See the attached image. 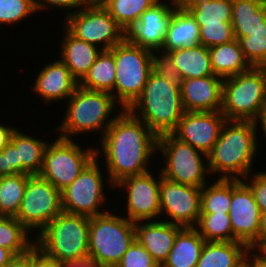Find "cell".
<instances>
[{
    "label": "cell",
    "mask_w": 266,
    "mask_h": 267,
    "mask_svg": "<svg viewBox=\"0 0 266 267\" xmlns=\"http://www.w3.org/2000/svg\"><path fill=\"white\" fill-rule=\"evenodd\" d=\"M110 51L116 64V81L111 94L122 109H129L141 96L152 71V51L132 44L127 38Z\"/></svg>",
    "instance_id": "cell-8"
},
{
    "label": "cell",
    "mask_w": 266,
    "mask_h": 267,
    "mask_svg": "<svg viewBox=\"0 0 266 267\" xmlns=\"http://www.w3.org/2000/svg\"><path fill=\"white\" fill-rule=\"evenodd\" d=\"M142 223V224H141ZM182 226L166 220L141 221L135 223V239L161 267L167 260L175 238Z\"/></svg>",
    "instance_id": "cell-20"
},
{
    "label": "cell",
    "mask_w": 266,
    "mask_h": 267,
    "mask_svg": "<svg viewBox=\"0 0 266 267\" xmlns=\"http://www.w3.org/2000/svg\"><path fill=\"white\" fill-rule=\"evenodd\" d=\"M249 257L251 258V261L249 260ZM246 262L248 263L249 267H266V254H264L262 251H259L257 253L256 250L254 251L252 249H249L246 257Z\"/></svg>",
    "instance_id": "cell-46"
},
{
    "label": "cell",
    "mask_w": 266,
    "mask_h": 267,
    "mask_svg": "<svg viewBox=\"0 0 266 267\" xmlns=\"http://www.w3.org/2000/svg\"><path fill=\"white\" fill-rule=\"evenodd\" d=\"M265 101L266 67L251 66L223 79L221 112L226 120L255 121Z\"/></svg>",
    "instance_id": "cell-6"
},
{
    "label": "cell",
    "mask_w": 266,
    "mask_h": 267,
    "mask_svg": "<svg viewBox=\"0 0 266 267\" xmlns=\"http://www.w3.org/2000/svg\"><path fill=\"white\" fill-rule=\"evenodd\" d=\"M63 30L65 35L61 41L60 60L69 69L71 75L80 82L89 72L91 65L96 61L102 50L75 37L66 27Z\"/></svg>",
    "instance_id": "cell-23"
},
{
    "label": "cell",
    "mask_w": 266,
    "mask_h": 267,
    "mask_svg": "<svg viewBox=\"0 0 266 267\" xmlns=\"http://www.w3.org/2000/svg\"><path fill=\"white\" fill-rule=\"evenodd\" d=\"M88 2H99L100 0H87Z\"/></svg>",
    "instance_id": "cell-54"
},
{
    "label": "cell",
    "mask_w": 266,
    "mask_h": 267,
    "mask_svg": "<svg viewBox=\"0 0 266 267\" xmlns=\"http://www.w3.org/2000/svg\"><path fill=\"white\" fill-rule=\"evenodd\" d=\"M69 99L63 122L55 129L61 134L58 136L63 138L72 139L78 133L95 131L102 133V138L119 114L110 116L118 104L107 92L88 90L78 85Z\"/></svg>",
    "instance_id": "cell-5"
},
{
    "label": "cell",
    "mask_w": 266,
    "mask_h": 267,
    "mask_svg": "<svg viewBox=\"0 0 266 267\" xmlns=\"http://www.w3.org/2000/svg\"><path fill=\"white\" fill-rule=\"evenodd\" d=\"M199 36L200 43L207 48L235 40L231 21L204 24L200 27Z\"/></svg>",
    "instance_id": "cell-39"
},
{
    "label": "cell",
    "mask_w": 266,
    "mask_h": 267,
    "mask_svg": "<svg viewBox=\"0 0 266 267\" xmlns=\"http://www.w3.org/2000/svg\"><path fill=\"white\" fill-rule=\"evenodd\" d=\"M152 174L153 172L148 171L130 176L114 185L119 189H126V218L133 223L154 221L161 215L159 191L162 175L159 172L158 179H155Z\"/></svg>",
    "instance_id": "cell-14"
},
{
    "label": "cell",
    "mask_w": 266,
    "mask_h": 267,
    "mask_svg": "<svg viewBox=\"0 0 266 267\" xmlns=\"http://www.w3.org/2000/svg\"><path fill=\"white\" fill-rule=\"evenodd\" d=\"M255 124L261 125L260 127H262L261 129L263 130V134L266 137V101L261 108V111H260L258 118L255 120Z\"/></svg>",
    "instance_id": "cell-52"
},
{
    "label": "cell",
    "mask_w": 266,
    "mask_h": 267,
    "mask_svg": "<svg viewBox=\"0 0 266 267\" xmlns=\"http://www.w3.org/2000/svg\"><path fill=\"white\" fill-rule=\"evenodd\" d=\"M195 228L207 242L238 241L232 232L229 213H201Z\"/></svg>",
    "instance_id": "cell-35"
},
{
    "label": "cell",
    "mask_w": 266,
    "mask_h": 267,
    "mask_svg": "<svg viewBox=\"0 0 266 267\" xmlns=\"http://www.w3.org/2000/svg\"><path fill=\"white\" fill-rule=\"evenodd\" d=\"M169 54L182 80L214 75L209 50L202 44L176 49Z\"/></svg>",
    "instance_id": "cell-26"
},
{
    "label": "cell",
    "mask_w": 266,
    "mask_h": 267,
    "mask_svg": "<svg viewBox=\"0 0 266 267\" xmlns=\"http://www.w3.org/2000/svg\"><path fill=\"white\" fill-rule=\"evenodd\" d=\"M240 267H249V265H248V263L247 262H245L242 266H240Z\"/></svg>",
    "instance_id": "cell-53"
},
{
    "label": "cell",
    "mask_w": 266,
    "mask_h": 267,
    "mask_svg": "<svg viewBox=\"0 0 266 267\" xmlns=\"http://www.w3.org/2000/svg\"><path fill=\"white\" fill-rule=\"evenodd\" d=\"M201 27L232 20V0H179Z\"/></svg>",
    "instance_id": "cell-31"
},
{
    "label": "cell",
    "mask_w": 266,
    "mask_h": 267,
    "mask_svg": "<svg viewBox=\"0 0 266 267\" xmlns=\"http://www.w3.org/2000/svg\"><path fill=\"white\" fill-rule=\"evenodd\" d=\"M116 81V64L110 50H102L89 72L79 82L82 88L112 93Z\"/></svg>",
    "instance_id": "cell-29"
},
{
    "label": "cell",
    "mask_w": 266,
    "mask_h": 267,
    "mask_svg": "<svg viewBox=\"0 0 266 267\" xmlns=\"http://www.w3.org/2000/svg\"><path fill=\"white\" fill-rule=\"evenodd\" d=\"M79 82L61 60L47 63L35 79L33 92L47 104L49 101L69 99Z\"/></svg>",
    "instance_id": "cell-21"
},
{
    "label": "cell",
    "mask_w": 266,
    "mask_h": 267,
    "mask_svg": "<svg viewBox=\"0 0 266 267\" xmlns=\"http://www.w3.org/2000/svg\"><path fill=\"white\" fill-rule=\"evenodd\" d=\"M29 231L15 217L0 216V246L7 248L14 255L28 252L35 240L29 239Z\"/></svg>",
    "instance_id": "cell-34"
},
{
    "label": "cell",
    "mask_w": 266,
    "mask_h": 267,
    "mask_svg": "<svg viewBox=\"0 0 266 267\" xmlns=\"http://www.w3.org/2000/svg\"><path fill=\"white\" fill-rule=\"evenodd\" d=\"M62 211L61 192L39 174L30 175L15 218L39 234Z\"/></svg>",
    "instance_id": "cell-12"
},
{
    "label": "cell",
    "mask_w": 266,
    "mask_h": 267,
    "mask_svg": "<svg viewBox=\"0 0 266 267\" xmlns=\"http://www.w3.org/2000/svg\"><path fill=\"white\" fill-rule=\"evenodd\" d=\"M17 173L30 174L18 161L17 148L10 141L0 151V176L15 175Z\"/></svg>",
    "instance_id": "cell-42"
},
{
    "label": "cell",
    "mask_w": 266,
    "mask_h": 267,
    "mask_svg": "<svg viewBox=\"0 0 266 267\" xmlns=\"http://www.w3.org/2000/svg\"><path fill=\"white\" fill-rule=\"evenodd\" d=\"M225 122L226 118L221 111H186L172 134L202 152L206 159L219 139Z\"/></svg>",
    "instance_id": "cell-17"
},
{
    "label": "cell",
    "mask_w": 266,
    "mask_h": 267,
    "mask_svg": "<svg viewBox=\"0 0 266 267\" xmlns=\"http://www.w3.org/2000/svg\"><path fill=\"white\" fill-rule=\"evenodd\" d=\"M87 3V0H34V5L37 12H40L44 8H49V6H53L60 9L64 8L67 10V12L69 9L72 10L74 8V12H76L78 11V9H81Z\"/></svg>",
    "instance_id": "cell-44"
},
{
    "label": "cell",
    "mask_w": 266,
    "mask_h": 267,
    "mask_svg": "<svg viewBox=\"0 0 266 267\" xmlns=\"http://www.w3.org/2000/svg\"><path fill=\"white\" fill-rule=\"evenodd\" d=\"M128 110L157 136L172 133L186 112L181 100V88L152 71L141 96Z\"/></svg>",
    "instance_id": "cell-3"
},
{
    "label": "cell",
    "mask_w": 266,
    "mask_h": 267,
    "mask_svg": "<svg viewBox=\"0 0 266 267\" xmlns=\"http://www.w3.org/2000/svg\"><path fill=\"white\" fill-rule=\"evenodd\" d=\"M101 150L96 157H105L107 182L115 185L121 180L149 171L148 163L157 151L158 136L128 109H122L100 138Z\"/></svg>",
    "instance_id": "cell-1"
},
{
    "label": "cell",
    "mask_w": 266,
    "mask_h": 267,
    "mask_svg": "<svg viewBox=\"0 0 266 267\" xmlns=\"http://www.w3.org/2000/svg\"><path fill=\"white\" fill-rule=\"evenodd\" d=\"M244 58L251 66L266 67V22L249 32V36L238 39Z\"/></svg>",
    "instance_id": "cell-37"
},
{
    "label": "cell",
    "mask_w": 266,
    "mask_h": 267,
    "mask_svg": "<svg viewBox=\"0 0 266 267\" xmlns=\"http://www.w3.org/2000/svg\"><path fill=\"white\" fill-rule=\"evenodd\" d=\"M231 203V179H219L201 189V213H229Z\"/></svg>",
    "instance_id": "cell-36"
},
{
    "label": "cell",
    "mask_w": 266,
    "mask_h": 267,
    "mask_svg": "<svg viewBox=\"0 0 266 267\" xmlns=\"http://www.w3.org/2000/svg\"><path fill=\"white\" fill-rule=\"evenodd\" d=\"M266 248V214L261 215V228L258 235V240L250 247L256 251H263Z\"/></svg>",
    "instance_id": "cell-47"
},
{
    "label": "cell",
    "mask_w": 266,
    "mask_h": 267,
    "mask_svg": "<svg viewBox=\"0 0 266 267\" xmlns=\"http://www.w3.org/2000/svg\"><path fill=\"white\" fill-rule=\"evenodd\" d=\"M5 267H29V251L15 255Z\"/></svg>",
    "instance_id": "cell-49"
},
{
    "label": "cell",
    "mask_w": 266,
    "mask_h": 267,
    "mask_svg": "<svg viewBox=\"0 0 266 267\" xmlns=\"http://www.w3.org/2000/svg\"><path fill=\"white\" fill-rule=\"evenodd\" d=\"M223 78L217 75L182 80L181 100L185 111H221Z\"/></svg>",
    "instance_id": "cell-19"
},
{
    "label": "cell",
    "mask_w": 266,
    "mask_h": 267,
    "mask_svg": "<svg viewBox=\"0 0 266 267\" xmlns=\"http://www.w3.org/2000/svg\"><path fill=\"white\" fill-rule=\"evenodd\" d=\"M90 217L61 212L35 237V245L57 263L86 260Z\"/></svg>",
    "instance_id": "cell-4"
},
{
    "label": "cell",
    "mask_w": 266,
    "mask_h": 267,
    "mask_svg": "<svg viewBox=\"0 0 266 267\" xmlns=\"http://www.w3.org/2000/svg\"><path fill=\"white\" fill-rule=\"evenodd\" d=\"M95 157L78 175V177L61 191L63 212L88 217L102 215L99 210L106 201L104 178Z\"/></svg>",
    "instance_id": "cell-13"
},
{
    "label": "cell",
    "mask_w": 266,
    "mask_h": 267,
    "mask_svg": "<svg viewBox=\"0 0 266 267\" xmlns=\"http://www.w3.org/2000/svg\"><path fill=\"white\" fill-rule=\"evenodd\" d=\"M15 127H9L0 123V151L10 142L12 133L15 131Z\"/></svg>",
    "instance_id": "cell-48"
},
{
    "label": "cell",
    "mask_w": 266,
    "mask_h": 267,
    "mask_svg": "<svg viewBox=\"0 0 266 267\" xmlns=\"http://www.w3.org/2000/svg\"><path fill=\"white\" fill-rule=\"evenodd\" d=\"M205 240L195 227H183L177 234L167 260L161 267H196Z\"/></svg>",
    "instance_id": "cell-25"
},
{
    "label": "cell",
    "mask_w": 266,
    "mask_h": 267,
    "mask_svg": "<svg viewBox=\"0 0 266 267\" xmlns=\"http://www.w3.org/2000/svg\"><path fill=\"white\" fill-rule=\"evenodd\" d=\"M31 174L2 176L0 181V216L16 217Z\"/></svg>",
    "instance_id": "cell-33"
},
{
    "label": "cell",
    "mask_w": 266,
    "mask_h": 267,
    "mask_svg": "<svg viewBox=\"0 0 266 267\" xmlns=\"http://www.w3.org/2000/svg\"><path fill=\"white\" fill-rule=\"evenodd\" d=\"M17 148L18 161L31 174H39L44 159V152L48 142L29 136L16 129L10 140Z\"/></svg>",
    "instance_id": "cell-30"
},
{
    "label": "cell",
    "mask_w": 266,
    "mask_h": 267,
    "mask_svg": "<svg viewBox=\"0 0 266 267\" xmlns=\"http://www.w3.org/2000/svg\"><path fill=\"white\" fill-rule=\"evenodd\" d=\"M79 144L58 136L48 143L44 152L43 166L39 175L60 192L68 187L96 157V149L86 150Z\"/></svg>",
    "instance_id": "cell-10"
},
{
    "label": "cell",
    "mask_w": 266,
    "mask_h": 267,
    "mask_svg": "<svg viewBox=\"0 0 266 267\" xmlns=\"http://www.w3.org/2000/svg\"><path fill=\"white\" fill-rule=\"evenodd\" d=\"M68 13L64 26L75 37L101 50H111L126 38L125 31L100 2H88L78 11Z\"/></svg>",
    "instance_id": "cell-11"
},
{
    "label": "cell",
    "mask_w": 266,
    "mask_h": 267,
    "mask_svg": "<svg viewBox=\"0 0 266 267\" xmlns=\"http://www.w3.org/2000/svg\"><path fill=\"white\" fill-rule=\"evenodd\" d=\"M258 128L255 121L226 120L205 161L210 174L216 172L221 175L219 179L243 181L249 174L253 175L251 167L258 151Z\"/></svg>",
    "instance_id": "cell-2"
},
{
    "label": "cell",
    "mask_w": 266,
    "mask_h": 267,
    "mask_svg": "<svg viewBox=\"0 0 266 267\" xmlns=\"http://www.w3.org/2000/svg\"><path fill=\"white\" fill-rule=\"evenodd\" d=\"M214 75L227 78L247 71L251 65L244 58L237 39L208 48Z\"/></svg>",
    "instance_id": "cell-27"
},
{
    "label": "cell",
    "mask_w": 266,
    "mask_h": 267,
    "mask_svg": "<svg viewBox=\"0 0 266 267\" xmlns=\"http://www.w3.org/2000/svg\"><path fill=\"white\" fill-rule=\"evenodd\" d=\"M36 12L34 0H0V25H14Z\"/></svg>",
    "instance_id": "cell-38"
},
{
    "label": "cell",
    "mask_w": 266,
    "mask_h": 267,
    "mask_svg": "<svg viewBox=\"0 0 266 267\" xmlns=\"http://www.w3.org/2000/svg\"><path fill=\"white\" fill-rule=\"evenodd\" d=\"M247 178L250 181L245 183H248L247 185L253 192L261 214H266V171L254 173L252 177L249 175Z\"/></svg>",
    "instance_id": "cell-43"
},
{
    "label": "cell",
    "mask_w": 266,
    "mask_h": 267,
    "mask_svg": "<svg viewBox=\"0 0 266 267\" xmlns=\"http://www.w3.org/2000/svg\"><path fill=\"white\" fill-rule=\"evenodd\" d=\"M116 267H160L135 239Z\"/></svg>",
    "instance_id": "cell-41"
},
{
    "label": "cell",
    "mask_w": 266,
    "mask_h": 267,
    "mask_svg": "<svg viewBox=\"0 0 266 267\" xmlns=\"http://www.w3.org/2000/svg\"><path fill=\"white\" fill-rule=\"evenodd\" d=\"M157 150L161 151L165 166L161 175L178 184L202 188L208 184L206 174H210L208 164L204 163L203 153L191 145L180 141L172 133L158 136Z\"/></svg>",
    "instance_id": "cell-9"
},
{
    "label": "cell",
    "mask_w": 266,
    "mask_h": 267,
    "mask_svg": "<svg viewBox=\"0 0 266 267\" xmlns=\"http://www.w3.org/2000/svg\"><path fill=\"white\" fill-rule=\"evenodd\" d=\"M106 212L90 217L88 259L102 267H116L135 240V223Z\"/></svg>",
    "instance_id": "cell-7"
},
{
    "label": "cell",
    "mask_w": 266,
    "mask_h": 267,
    "mask_svg": "<svg viewBox=\"0 0 266 267\" xmlns=\"http://www.w3.org/2000/svg\"><path fill=\"white\" fill-rule=\"evenodd\" d=\"M29 267H58V263L34 245L29 250Z\"/></svg>",
    "instance_id": "cell-45"
},
{
    "label": "cell",
    "mask_w": 266,
    "mask_h": 267,
    "mask_svg": "<svg viewBox=\"0 0 266 267\" xmlns=\"http://www.w3.org/2000/svg\"><path fill=\"white\" fill-rule=\"evenodd\" d=\"M199 31V24L195 21L192 14L179 2L172 12L160 51L169 53L176 49L201 44Z\"/></svg>",
    "instance_id": "cell-22"
},
{
    "label": "cell",
    "mask_w": 266,
    "mask_h": 267,
    "mask_svg": "<svg viewBox=\"0 0 266 267\" xmlns=\"http://www.w3.org/2000/svg\"><path fill=\"white\" fill-rule=\"evenodd\" d=\"M201 189L190 185L171 182L164 177L160 178V208L170 217L171 224L182 227H196L201 210Z\"/></svg>",
    "instance_id": "cell-15"
},
{
    "label": "cell",
    "mask_w": 266,
    "mask_h": 267,
    "mask_svg": "<svg viewBox=\"0 0 266 267\" xmlns=\"http://www.w3.org/2000/svg\"><path fill=\"white\" fill-rule=\"evenodd\" d=\"M14 256L10 250L0 246V267H5Z\"/></svg>",
    "instance_id": "cell-51"
},
{
    "label": "cell",
    "mask_w": 266,
    "mask_h": 267,
    "mask_svg": "<svg viewBox=\"0 0 266 267\" xmlns=\"http://www.w3.org/2000/svg\"><path fill=\"white\" fill-rule=\"evenodd\" d=\"M261 212L253 192L240 179H231V203L229 216L234 237L249 248L258 240L261 228Z\"/></svg>",
    "instance_id": "cell-16"
},
{
    "label": "cell",
    "mask_w": 266,
    "mask_h": 267,
    "mask_svg": "<svg viewBox=\"0 0 266 267\" xmlns=\"http://www.w3.org/2000/svg\"><path fill=\"white\" fill-rule=\"evenodd\" d=\"M163 1L159 0L144 11L139 21L126 32V38L132 44L150 51L161 50L172 12L179 3V0H171L168 4Z\"/></svg>",
    "instance_id": "cell-18"
},
{
    "label": "cell",
    "mask_w": 266,
    "mask_h": 267,
    "mask_svg": "<svg viewBox=\"0 0 266 267\" xmlns=\"http://www.w3.org/2000/svg\"><path fill=\"white\" fill-rule=\"evenodd\" d=\"M58 267H102V266L94 260L86 259L77 262L58 263Z\"/></svg>",
    "instance_id": "cell-50"
},
{
    "label": "cell",
    "mask_w": 266,
    "mask_h": 267,
    "mask_svg": "<svg viewBox=\"0 0 266 267\" xmlns=\"http://www.w3.org/2000/svg\"><path fill=\"white\" fill-rule=\"evenodd\" d=\"M159 0H100L99 2L125 31L131 29L141 14Z\"/></svg>",
    "instance_id": "cell-32"
},
{
    "label": "cell",
    "mask_w": 266,
    "mask_h": 267,
    "mask_svg": "<svg viewBox=\"0 0 266 267\" xmlns=\"http://www.w3.org/2000/svg\"><path fill=\"white\" fill-rule=\"evenodd\" d=\"M249 249L239 241H205L196 267H240L246 262Z\"/></svg>",
    "instance_id": "cell-24"
},
{
    "label": "cell",
    "mask_w": 266,
    "mask_h": 267,
    "mask_svg": "<svg viewBox=\"0 0 266 267\" xmlns=\"http://www.w3.org/2000/svg\"><path fill=\"white\" fill-rule=\"evenodd\" d=\"M231 22L235 39L249 36V32L266 22V3L263 0H232Z\"/></svg>",
    "instance_id": "cell-28"
},
{
    "label": "cell",
    "mask_w": 266,
    "mask_h": 267,
    "mask_svg": "<svg viewBox=\"0 0 266 267\" xmlns=\"http://www.w3.org/2000/svg\"><path fill=\"white\" fill-rule=\"evenodd\" d=\"M157 53L160 55L158 56ZM151 68L153 73L160 75L171 84L181 88L182 79L179 75L178 69L173 64L172 57L169 53H165L163 51H152Z\"/></svg>",
    "instance_id": "cell-40"
}]
</instances>
